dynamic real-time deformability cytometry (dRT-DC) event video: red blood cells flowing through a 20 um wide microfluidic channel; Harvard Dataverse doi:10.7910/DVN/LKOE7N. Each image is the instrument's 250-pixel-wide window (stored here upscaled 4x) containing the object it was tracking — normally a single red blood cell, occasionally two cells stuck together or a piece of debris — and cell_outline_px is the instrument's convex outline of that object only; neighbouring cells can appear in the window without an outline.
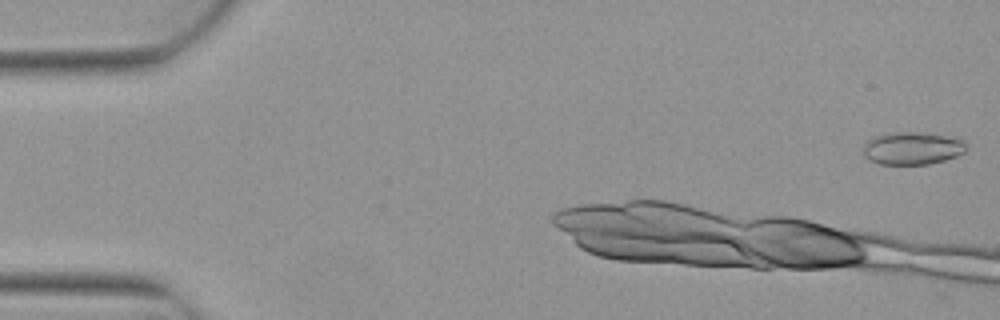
{"species": "Egyptian fruit bat (a non-hibernating species)", "species_latin": "Rousettus aegyptiacus", "temperature_condition": "warm", "stored_images_in_passage": 10, "camera_frame_rate_fps": 3000, "um_per_image_px": 0.085, "animal": {"sex": "female"}, "frame": {"image": 1, "passage_image": 1, "time_ms": 0.0, "image_size_px": [1000, 320], "cell_outline_px": [[968, 148], [964, 152], [956, 156], [944, 160], [928, 164], [880, 164], [868, 160], [864, 156], [864, 144], [872, 136], [892, 132], [924, 132], [960, 136], [968, 144]], "centroid_in_image_um": [77.61, 12.57], "position_along_channel_um": 7.4, "area_um2": 20.23}}
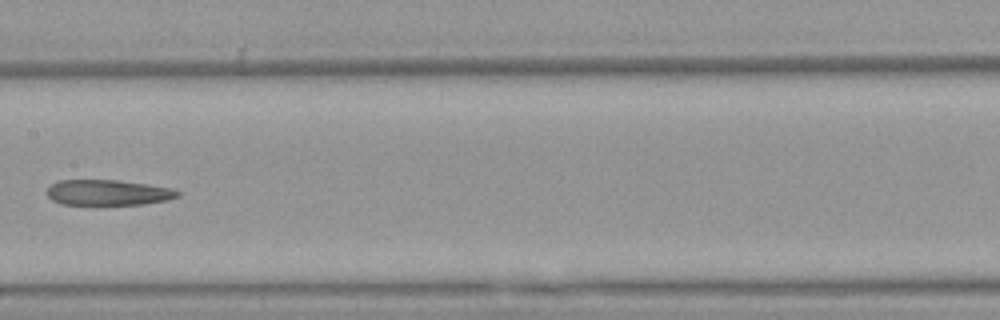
{"frame": {"image": 2, "passage_image": 9, "time_ms": 2.667, "image_size_px": [1000, 320], "cell_outline_px": [[180, 196], [168, 200], [144, 204], [60, 204], [52, 200], [48, 196], [48, 188], [52, 184], [60, 180], [120, 180], [148, 184], [168, 188], [180, 192]], "centroid_in_image_um": [9.19, 16.36], "position_along_channel_um": 198.2, "area_um2": 19.31}}
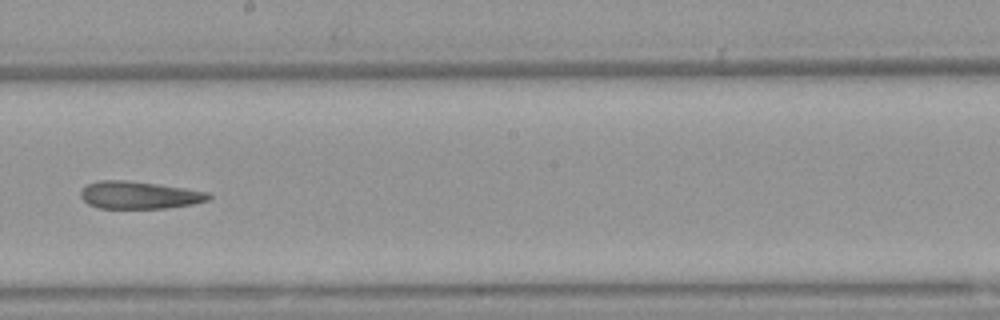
{"frame": {"image": 3, "passage_image": 10, "time_ms": 3.0, "image_size_px": [1000, 320], "cell_outline_px": [[212, 196], [208, 200], [192, 204], [168, 208], [96, 208], [88, 204], [80, 196], [80, 192], [88, 184], [100, 180], [124, 180], [156, 184], [184, 188], [208, 192]], "centroid_in_image_um": [11.82, 16.59], "position_along_channel_um": 236.4, "area_um2": 20.35}}